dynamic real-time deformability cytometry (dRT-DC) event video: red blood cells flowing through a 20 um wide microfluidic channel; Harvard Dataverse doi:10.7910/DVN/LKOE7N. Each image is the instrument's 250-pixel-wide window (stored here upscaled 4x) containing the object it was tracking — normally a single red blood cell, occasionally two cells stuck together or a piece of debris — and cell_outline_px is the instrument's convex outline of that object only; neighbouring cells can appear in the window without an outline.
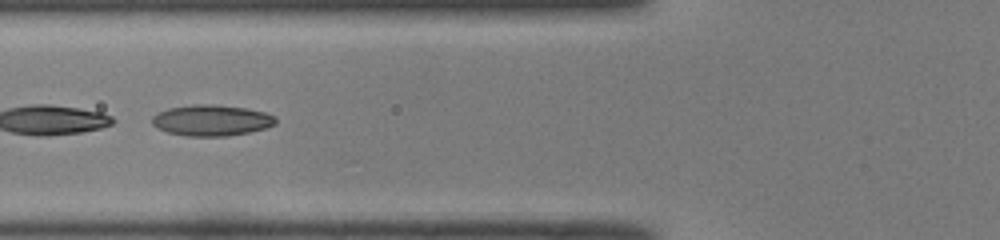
{"species": "common noctule bat (a hibernating species)", "species_latin": "Nyctalus noctula", "temperature_condition": "room temperature", "stored_images_in_passage": 37, "camera_frame_rate_fps": 3000, "um_per_image_px": 0.085, "animal": {"sex": "male", "body_mass_g": 19.0, "forearm_length_mm": 50.8}, "frame": {"image": 1, "passage_image": 8, "time_ms": 2.333, "image_size_px": [1000, 240], "cell_outline_px": [[276, 124], [264, 128], [248, 132], [228, 136], [184, 136], [168, 132], [156, 128], [152, 124], [152, 116], [156, 112], [168, 108], [192, 104], [216, 104], [248, 108], [264, 112], [276, 116]], "centroid_in_image_um": [17.95, 10.22], "position_along_channel_um": 107.9, "area_um2": 22.6}}
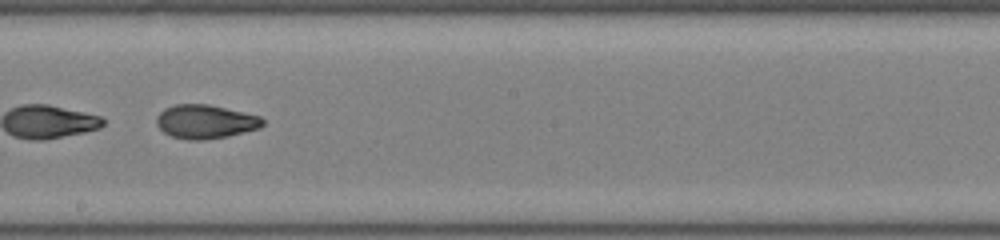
{"frame": {"image": 2, "passage_image": 17, "time_ms": 5.333, "image_size_px": [1000, 240], "cell_outline_px": [[264, 124], [260, 128], [228, 136], [204, 140], [188, 140], [172, 136], [164, 132], [156, 124], [156, 116], [164, 108], [176, 104], [208, 104], [260, 116], [264, 120]], "centroid_in_image_um": [17.45, 10.34], "position_along_channel_um": 230.8, "area_um2": 20.92}}
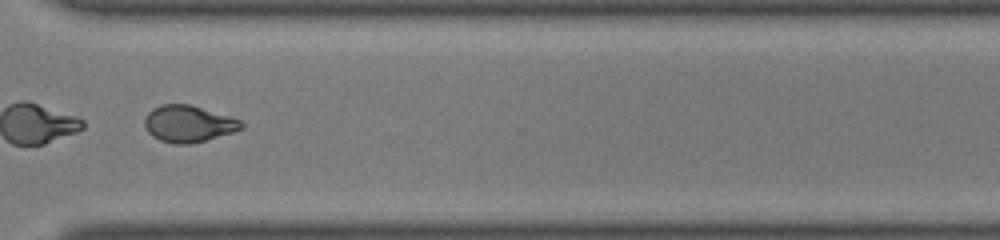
{"frame": {"image": 3, "passage_image": 26, "time_ms": 8.333, "image_size_px": [1000, 240], "cell_outline_px": [[244, 128], [232, 132], [204, 140], [188, 144], [176, 144], [160, 140], [152, 136], [144, 128], [144, 116], [152, 108], [160, 104], [188, 104], [228, 116], [240, 120], [244, 124]], "centroid_in_image_um": [15.96, 10.51], "position_along_channel_um": 354.6, "area_um2": 20.52}, "authors_computed_cell_mechanics": {"area_um2": 21.5594, "velocity_mm_per_s": 4.0991, "shape_relaxation_time_tau1_ms": 0.9645, "shape_relaxation_time_tau2_ms": 1.4859, "deformation_change_tau1": 0.2879, "deformation_change_tau2": 0.0693}}